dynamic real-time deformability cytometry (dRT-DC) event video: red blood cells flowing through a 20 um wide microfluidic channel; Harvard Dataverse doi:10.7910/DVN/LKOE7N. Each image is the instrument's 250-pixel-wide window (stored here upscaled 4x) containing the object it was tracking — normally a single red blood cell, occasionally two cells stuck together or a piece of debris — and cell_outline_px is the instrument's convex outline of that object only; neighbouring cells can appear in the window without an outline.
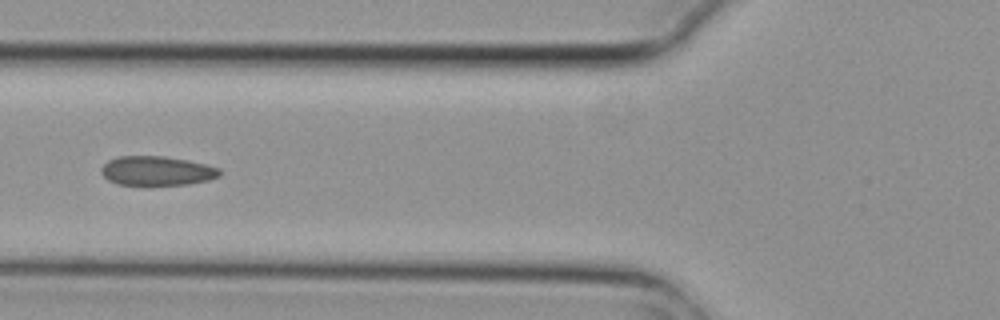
{"species": "common noctule bat (a hibernating species)", "species_latin": "Nyctalus noctula", "temperature_condition": "cold", "stored_images_in_passage": 4, "camera_frame_rate_fps": 3000, "um_per_image_px": 0.085, "animal": {"sex": "female", "body_mass_g": 29.2, "forearm_length_mm": 56.3}, "frame": {"image": 1, "passage_image": 4, "time_ms": 1.0, "image_size_px": [1000, 320], "cell_outline_px": [[224, 172], [220, 176], [208, 180], [188, 184], [116, 184], [108, 180], [100, 172], [100, 168], [108, 160], [120, 156], [164, 156], [188, 160], [220, 168]], "centroid_in_image_um": [13.35, 14.51], "position_along_channel_um": 112.5, "area_um2": 20.17}}